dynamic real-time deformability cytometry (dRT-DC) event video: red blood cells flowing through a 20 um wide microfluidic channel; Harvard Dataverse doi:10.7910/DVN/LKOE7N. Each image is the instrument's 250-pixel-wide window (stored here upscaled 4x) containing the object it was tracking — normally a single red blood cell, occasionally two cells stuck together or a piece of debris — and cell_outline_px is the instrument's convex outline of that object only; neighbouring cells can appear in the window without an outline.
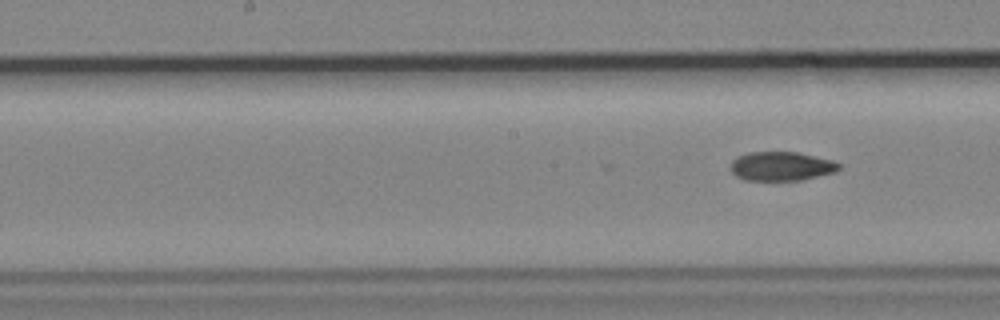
{"species": "common noctule bat (a hibernating species)", "species_latin": "Nyctalus noctula", "temperature_condition": "cold", "stored_images_in_passage": 9, "segment_of_instrument_passage": [2, 2], "camera_frame_rate_fps": 3000, "um_per_image_px": 0.085, "animal": {"sex": "male", "body_mass_g": 19.2, "forearm_length_mm": 51.8}, "frame": {"image": 1, "passage_image": 9, "time_ms": 2.667, "image_size_px": [1000, 320], "cell_outline_px": [[840, 168], [836, 172], [800, 180], [744, 180], [736, 176], [728, 168], [732, 160], [736, 156], [748, 152], [796, 152], [832, 160], [840, 164]], "centroid_in_image_um": [66.36, 14.13], "position_along_channel_um": 181.8, "area_um2": 18.44}}